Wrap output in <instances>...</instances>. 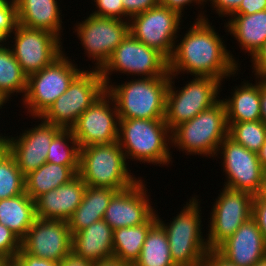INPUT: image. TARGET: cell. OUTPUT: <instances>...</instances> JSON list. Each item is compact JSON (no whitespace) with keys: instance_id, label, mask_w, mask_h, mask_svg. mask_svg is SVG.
<instances>
[{"instance_id":"1","label":"cell","mask_w":266,"mask_h":266,"mask_svg":"<svg viewBox=\"0 0 266 266\" xmlns=\"http://www.w3.org/2000/svg\"><path fill=\"white\" fill-rule=\"evenodd\" d=\"M200 12L184 37L176 40L173 55L169 59V74L211 76L223 82L239 74V61L227 50L225 41L211 26L204 10Z\"/></svg>"},{"instance_id":"2","label":"cell","mask_w":266,"mask_h":266,"mask_svg":"<svg viewBox=\"0 0 266 266\" xmlns=\"http://www.w3.org/2000/svg\"><path fill=\"white\" fill-rule=\"evenodd\" d=\"M118 143L126 160L159 167L173 162L171 130L165 119H119Z\"/></svg>"},{"instance_id":"3","label":"cell","mask_w":266,"mask_h":266,"mask_svg":"<svg viewBox=\"0 0 266 266\" xmlns=\"http://www.w3.org/2000/svg\"><path fill=\"white\" fill-rule=\"evenodd\" d=\"M190 198L170 223H165L155 212L157 222L166 232L171 258L176 266H201L210 251L203 236L205 232H202L201 201L196 195Z\"/></svg>"},{"instance_id":"4","label":"cell","mask_w":266,"mask_h":266,"mask_svg":"<svg viewBox=\"0 0 266 266\" xmlns=\"http://www.w3.org/2000/svg\"><path fill=\"white\" fill-rule=\"evenodd\" d=\"M170 76L131 79L110 83L106 91L113 97L119 119H165Z\"/></svg>"},{"instance_id":"5","label":"cell","mask_w":266,"mask_h":266,"mask_svg":"<svg viewBox=\"0 0 266 266\" xmlns=\"http://www.w3.org/2000/svg\"><path fill=\"white\" fill-rule=\"evenodd\" d=\"M225 103L220 99L189 121L180 123L171 131L172 146L186 155L214 157L222 141L228 136Z\"/></svg>"},{"instance_id":"6","label":"cell","mask_w":266,"mask_h":266,"mask_svg":"<svg viewBox=\"0 0 266 266\" xmlns=\"http://www.w3.org/2000/svg\"><path fill=\"white\" fill-rule=\"evenodd\" d=\"M128 163L118 141L89 145L80 148L78 175L87 186L122 191L133 186L141 178L133 175Z\"/></svg>"},{"instance_id":"7","label":"cell","mask_w":266,"mask_h":266,"mask_svg":"<svg viewBox=\"0 0 266 266\" xmlns=\"http://www.w3.org/2000/svg\"><path fill=\"white\" fill-rule=\"evenodd\" d=\"M174 78L176 76L170 74L166 95L165 122L171 131L216 104L223 84L211 76H192L191 81L178 89Z\"/></svg>"},{"instance_id":"8","label":"cell","mask_w":266,"mask_h":266,"mask_svg":"<svg viewBox=\"0 0 266 266\" xmlns=\"http://www.w3.org/2000/svg\"><path fill=\"white\" fill-rule=\"evenodd\" d=\"M63 53L52 64L30 74L25 97L20 99L33 119L40 118L83 71Z\"/></svg>"},{"instance_id":"9","label":"cell","mask_w":266,"mask_h":266,"mask_svg":"<svg viewBox=\"0 0 266 266\" xmlns=\"http://www.w3.org/2000/svg\"><path fill=\"white\" fill-rule=\"evenodd\" d=\"M106 90L100 70H84L40 117L62 129H71L80 115Z\"/></svg>"},{"instance_id":"10","label":"cell","mask_w":266,"mask_h":266,"mask_svg":"<svg viewBox=\"0 0 266 266\" xmlns=\"http://www.w3.org/2000/svg\"><path fill=\"white\" fill-rule=\"evenodd\" d=\"M100 72L106 87L111 82L109 76L113 72L140 78L170 76L169 60L156 49L137 40L131 33L115 48Z\"/></svg>"},{"instance_id":"11","label":"cell","mask_w":266,"mask_h":266,"mask_svg":"<svg viewBox=\"0 0 266 266\" xmlns=\"http://www.w3.org/2000/svg\"><path fill=\"white\" fill-rule=\"evenodd\" d=\"M78 39L87 58L95 62L94 70H101L108 62L115 48L130 33L129 21L117 18L98 17L90 14L75 28Z\"/></svg>"},{"instance_id":"12","label":"cell","mask_w":266,"mask_h":266,"mask_svg":"<svg viewBox=\"0 0 266 266\" xmlns=\"http://www.w3.org/2000/svg\"><path fill=\"white\" fill-rule=\"evenodd\" d=\"M182 17L184 16L175 10L158 4L130 18V33L169 60L173 55L176 40L179 38L177 35L184 21Z\"/></svg>"},{"instance_id":"13","label":"cell","mask_w":266,"mask_h":266,"mask_svg":"<svg viewBox=\"0 0 266 266\" xmlns=\"http://www.w3.org/2000/svg\"><path fill=\"white\" fill-rule=\"evenodd\" d=\"M10 48L22 71L29 76L52 64L65 53L62 38L44 30L30 29L17 24L11 36Z\"/></svg>"},{"instance_id":"14","label":"cell","mask_w":266,"mask_h":266,"mask_svg":"<svg viewBox=\"0 0 266 266\" xmlns=\"http://www.w3.org/2000/svg\"><path fill=\"white\" fill-rule=\"evenodd\" d=\"M221 191L215 198L208 218L206 239L210 250H215L252 217L253 195L224 186Z\"/></svg>"},{"instance_id":"15","label":"cell","mask_w":266,"mask_h":266,"mask_svg":"<svg viewBox=\"0 0 266 266\" xmlns=\"http://www.w3.org/2000/svg\"><path fill=\"white\" fill-rule=\"evenodd\" d=\"M218 155L223 158L221 167L227 180L223 186L257 196L261 189L264 171L258 154L227 136L218 147L215 157Z\"/></svg>"},{"instance_id":"16","label":"cell","mask_w":266,"mask_h":266,"mask_svg":"<svg viewBox=\"0 0 266 266\" xmlns=\"http://www.w3.org/2000/svg\"><path fill=\"white\" fill-rule=\"evenodd\" d=\"M119 117L113 97L105 90L71 128L79 147L118 141Z\"/></svg>"},{"instance_id":"17","label":"cell","mask_w":266,"mask_h":266,"mask_svg":"<svg viewBox=\"0 0 266 266\" xmlns=\"http://www.w3.org/2000/svg\"><path fill=\"white\" fill-rule=\"evenodd\" d=\"M38 119L41 120V123L30 127V129L27 128L28 130H22L19 136L3 135L4 146L14 156L17 166L24 176L47 162L51 141L62 130L58 126Z\"/></svg>"},{"instance_id":"18","label":"cell","mask_w":266,"mask_h":266,"mask_svg":"<svg viewBox=\"0 0 266 266\" xmlns=\"http://www.w3.org/2000/svg\"><path fill=\"white\" fill-rule=\"evenodd\" d=\"M68 222L36 218L21 240V249L39 258L60 262L71 252Z\"/></svg>"},{"instance_id":"19","label":"cell","mask_w":266,"mask_h":266,"mask_svg":"<svg viewBox=\"0 0 266 266\" xmlns=\"http://www.w3.org/2000/svg\"><path fill=\"white\" fill-rule=\"evenodd\" d=\"M144 182L141 177L133 186L118 191L110 200L103 220L113 230L146 223L155 214Z\"/></svg>"},{"instance_id":"20","label":"cell","mask_w":266,"mask_h":266,"mask_svg":"<svg viewBox=\"0 0 266 266\" xmlns=\"http://www.w3.org/2000/svg\"><path fill=\"white\" fill-rule=\"evenodd\" d=\"M215 250L224 259L237 266H254L266 258V243L252 217Z\"/></svg>"},{"instance_id":"21","label":"cell","mask_w":266,"mask_h":266,"mask_svg":"<svg viewBox=\"0 0 266 266\" xmlns=\"http://www.w3.org/2000/svg\"><path fill=\"white\" fill-rule=\"evenodd\" d=\"M86 187L77 174L64 185L42 194L35 200L36 217L68 222L80 205Z\"/></svg>"},{"instance_id":"22","label":"cell","mask_w":266,"mask_h":266,"mask_svg":"<svg viewBox=\"0 0 266 266\" xmlns=\"http://www.w3.org/2000/svg\"><path fill=\"white\" fill-rule=\"evenodd\" d=\"M113 233L103 219L96 221L72 235L71 251L92 263L113 257Z\"/></svg>"},{"instance_id":"23","label":"cell","mask_w":266,"mask_h":266,"mask_svg":"<svg viewBox=\"0 0 266 266\" xmlns=\"http://www.w3.org/2000/svg\"><path fill=\"white\" fill-rule=\"evenodd\" d=\"M15 3L18 24L62 37V10L57 0H15Z\"/></svg>"},{"instance_id":"24","label":"cell","mask_w":266,"mask_h":266,"mask_svg":"<svg viewBox=\"0 0 266 266\" xmlns=\"http://www.w3.org/2000/svg\"><path fill=\"white\" fill-rule=\"evenodd\" d=\"M225 22V32L237 40L239 48L252 57L266 41V10L250 15L232 14Z\"/></svg>"},{"instance_id":"25","label":"cell","mask_w":266,"mask_h":266,"mask_svg":"<svg viewBox=\"0 0 266 266\" xmlns=\"http://www.w3.org/2000/svg\"><path fill=\"white\" fill-rule=\"evenodd\" d=\"M254 80L255 84L243 80L241 86L233 87L230 97L222 99L226 107L228 126L232 123L261 120V82L257 78Z\"/></svg>"},{"instance_id":"26","label":"cell","mask_w":266,"mask_h":266,"mask_svg":"<svg viewBox=\"0 0 266 266\" xmlns=\"http://www.w3.org/2000/svg\"><path fill=\"white\" fill-rule=\"evenodd\" d=\"M117 192L107 187L87 186L80 205L68 220L71 235L103 219L110 200Z\"/></svg>"},{"instance_id":"27","label":"cell","mask_w":266,"mask_h":266,"mask_svg":"<svg viewBox=\"0 0 266 266\" xmlns=\"http://www.w3.org/2000/svg\"><path fill=\"white\" fill-rule=\"evenodd\" d=\"M78 171L79 165L46 162L25 176V192L35 201L42 194L69 182Z\"/></svg>"},{"instance_id":"28","label":"cell","mask_w":266,"mask_h":266,"mask_svg":"<svg viewBox=\"0 0 266 266\" xmlns=\"http://www.w3.org/2000/svg\"><path fill=\"white\" fill-rule=\"evenodd\" d=\"M35 201L26 193L0 200V224L22 240L36 220Z\"/></svg>"},{"instance_id":"29","label":"cell","mask_w":266,"mask_h":266,"mask_svg":"<svg viewBox=\"0 0 266 266\" xmlns=\"http://www.w3.org/2000/svg\"><path fill=\"white\" fill-rule=\"evenodd\" d=\"M156 222L155 213L146 223L114 229L113 256L133 266L140 256L149 229Z\"/></svg>"},{"instance_id":"30","label":"cell","mask_w":266,"mask_h":266,"mask_svg":"<svg viewBox=\"0 0 266 266\" xmlns=\"http://www.w3.org/2000/svg\"><path fill=\"white\" fill-rule=\"evenodd\" d=\"M6 44L0 46V97L8 102L14 93H22L21 97H25L28 76L22 71L11 48Z\"/></svg>"},{"instance_id":"31","label":"cell","mask_w":266,"mask_h":266,"mask_svg":"<svg viewBox=\"0 0 266 266\" xmlns=\"http://www.w3.org/2000/svg\"><path fill=\"white\" fill-rule=\"evenodd\" d=\"M133 266H176L171 258L166 232L158 222L149 229Z\"/></svg>"},{"instance_id":"32","label":"cell","mask_w":266,"mask_h":266,"mask_svg":"<svg viewBox=\"0 0 266 266\" xmlns=\"http://www.w3.org/2000/svg\"><path fill=\"white\" fill-rule=\"evenodd\" d=\"M25 192V176L17 166L14 156L3 146L0 149V200Z\"/></svg>"},{"instance_id":"33","label":"cell","mask_w":266,"mask_h":266,"mask_svg":"<svg viewBox=\"0 0 266 266\" xmlns=\"http://www.w3.org/2000/svg\"><path fill=\"white\" fill-rule=\"evenodd\" d=\"M46 160L59 165H79L80 147L71 129H62L52 139Z\"/></svg>"},{"instance_id":"34","label":"cell","mask_w":266,"mask_h":266,"mask_svg":"<svg viewBox=\"0 0 266 266\" xmlns=\"http://www.w3.org/2000/svg\"><path fill=\"white\" fill-rule=\"evenodd\" d=\"M228 137L258 154L266 142V124L262 120L232 123L229 125Z\"/></svg>"},{"instance_id":"35","label":"cell","mask_w":266,"mask_h":266,"mask_svg":"<svg viewBox=\"0 0 266 266\" xmlns=\"http://www.w3.org/2000/svg\"><path fill=\"white\" fill-rule=\"evenodd\" d=\"M15 0H0V46L7 43V38L17 26Z\"/></svg>"},{"instance_id":"36","label":"cell","mask_w":266,"mask_h":266,"mask_svg":"<svg viewBox=\"0 0 266 266\" xmlns=\"http://www.w3.org/2000/svg\"><path fill=\"white\" fill-rule=\"evenodd\" d=\"M97 10L92 11V15L98 17L117 18L130 21V17L125 13L121 0H92Z\"/></svg>"},{"instance_id":"37","label":"cell","mask_w":266,"mask_h":266,"mask_svg":"<svg viewBox=\"0 0 266 266\" xmlns=\"http://www.w3.org/2000/svg\"><path fill=\"white\" fill-rule=\"evenodd\" d=\"M21 249V240L5 225L0 224V255L15 259Z\"/></svg>"},{"instance_id":"38","label":"cell","mask_w":266,"mask_h":266,"mask_svg":"<svg viewBox=\"0 0 266 266\" xmlns=\"http://www.w3.org/2000/svg\"><path fill=\"white\" fill-rule=\"evenodd\" d=\"M125 13L131 18L160 4V0H121Z\"/></svg>"},{"instance_id":"39","label":"cell","mask_w":266,"mask_h":266,"mask_svg":"<svg viewBox=\"0 0 266 266\" xmlns=\"http://www.w3.org/2000/svg\"><path fill=\"white\" fill-rule=\"evenodd\" d=\"M252 218L256 221L266 243V201L254 196Z\"/></svg>"},{"instance_id":"40","label":"cell","mask_w":266,"mask_h":266,"mask_svg":"<svg viewBox=\"0 0 266 266\" xmlns=\"http://www.w3.org/2000/svg\"><path fill=\"white\" fill-rule=\"evenodd\" d=\"M219 17H230L240 6L242 0H206Z\"/></svg>"},{"instance_id":"41","label":"cell","mask_w":266,"mask_h":266,"mask_svg":"<svg viewBox=\"0 0 266 266\" xmlns=\"http://www.w3.org/2000/svg\"><path fill=\"white\" fill-rule=\"evenodd\" d=\"M22 266H59V263L53 260L39 258L34 255L25 253L22 249L17 253L15 258Z\"/></svg>"},{"instance_id":"42","label":"cell","mask_w":266,"mask_h":266,"mask_svg":"<svg viewBox=\"0 0 266 266\" xmlns=\"http://www.w3.org/2000/svg\"><path fill=\"white\" fill-rule=\"evenodd\" d=\"M252 67L255 77H266V41L262 48L252 57Z\"/></svg>"},{"instance_id":"43","label":"cell","mask_w":266,"mask_h":266,"mask_svg":"<svg viewBox=\"0 0 266 266\" xmlns=\"http://www.w3.org/2000/svg\"><path fill=\"white\" fill-rule=\"evenodd\" d=\"M266 10V0H242L239 8L233 14L250 15Z\"/></svg>"},{"instance_id":"44","label":"cell","mask_w":266,"mask_h":266,"mask_svg":"<svg viewBox=\"0 0 266 266\" xmlns=\"http://www.w3.org/2000/svg\"><path fill=\"white\" fill-rule=\"evenodd\" d=\"M206 2V0H160V4L171 9V10H175L176 12H178L181 16H183L184 14L182 13L184 11V8L187 9L186 6H191L190 4L194 3L196 5H200L202 7V5H204Z\"/></svg>"},{"instance_id":"45","label":"cell","mask_w":266,"mask_h":266,"mask_svg":"<svg viewBox=\"0 0 266 266\" xmlns=\"http://www.w3.org/2000/svg\"><path fill=\"white\" fill-rule=\"evenodd\" d=\"M201 266H237L224 259L216 250H210Z\"/></svg>"},{"instance_id":"46","label":"cell","mask_w":266,"mask_h":266,"mask_svg":"<svg viewBox=\"0 0 266 266\" xmlns=\"http://www.w3.org/2000/svg\"><path fill=\"white\" fill-rule=\"evenodd\" d=\"M59 266H93V263L78 257L71 251L59 262Z\"/></svg>"},{"instance_id":"47","label":"cell","mask_w":266,"mask_h":266,"mask_svg":"<svg viewBox=\"0 0 266 266\" xmlns=\"http://www.w3.org/2000/svg\"><path fill=\"white\" fill-rule=\"evenodd\" d=\"M93 266H132L130 263L116 257H109L100 261L93 262Z\"/></svg>"},{"instance_id":"48","label":"cell","mask_w":266,"mask_h":266,"mask_svg":"<svg viewBox=\"0 0 266 266\" xmlns=\"http://www.w3.org/2000/svg\"><path fill=\"white\" fill-rule=\"evenodd\" d=\"M261 120L266 124V90L263 88L261 83Z\"/></svg>"},{"instance_id":"49","label":"cell","mask_w":266,"mask_h":266,"mask_svg":"<svg viewBox=\"0 0 266 266\" xmlns=\"http://www.w3.org/2000/svg\"><path fill=\"white\" fill-rule=\"evenodd\" d=\"M260 199L266 201V170L263 171L261 189L257 195Z\"/></svg>"},{"instance_id":"50","label":"cell","mask_w":266,"mask_h":266,"mask_svg":"<svg viewBox=\"0 0 266 266\" xmlns=\"http://www.w3.org/2000/svg\"><path fill=\"white\" fill-rule=\"evenodd\" d=\"M261 165L266 170V142L262 145L260 152L258 153Z\"/></svg>"},{"instance_id":"51","label":"cell","mask_w":266,"mask_h":266,"mask_svg":"<svg viewBox=\"0 0 266 266\" xmlns=\"http://www.w3.org/2000/svg\"><path fill=\"white\" fill-rule=\"evenodd\" d=\"M3 266H22L16 259H8Z\"/></svg>"},{"instance_id":"52","label":"cell","mask_w":266,"mask_h":266,"mask_svg":"<svg viewBox=\"0 0 266 266\" xmlns=\"http://www.w3.org/2000/svg\"><path fill=\"white\" fill-rule=\"evenodd\" d=\"M256 78L260 80V82L263 85V88L266 90V77H256Z\"/></svg>"},{"instance_id":"53","label":"cell","mask_w":266,"mask_h":266,"mask_svg":"<svg viewBox=\"0 0 266 266\" xmlns=\"http://www.w3.org/2000/svg\"><path fill=\"white\" fill-rule=\"evenodd\" d=\"M254 266H266V258L260 262H258L257 264H255Z\"/></svg>"},{"instance_id":"54","label":"cell","mask_w":266,"mask_h":266,"mask_svg":"<svg viewBox=\"0 0 266 266\" xmlns=\"http://www.w3.org/2000/svg\"><path fill=\"white\" fill-rule=\"evenodd\" d=\"M5 103L7 102L3 98L0 97V109H2V106H4ZM0 136H3V135L0 133Z\"/></svg>"},{"instance_id":"55","label":"cell","mask_w":266,"mask_h":266,"mask_svg":"<svg viewBox=\"0 0 266 266\" xmlns=\"http://www.w3.org/2000/svg\"><path fill=\"white\" fill-rule=\"evenodd\" d=\"M6 260H7L6 258H4L2 255H0V266H3L4 265V262Z\"/></svg>"},{"instance_id":"56","label":"cell","mask_w":266,"mask_h":266,"mask_svg":"<svg viewBox=\"0 0 266 266\" xmlns=\"http://www.w3.org/2000/svg\"><path fill=\"white\" fill-rule=\"evenodd\" d=\"M4 146L3 136H0V149Z\"/></svg>"}]
</instances>
